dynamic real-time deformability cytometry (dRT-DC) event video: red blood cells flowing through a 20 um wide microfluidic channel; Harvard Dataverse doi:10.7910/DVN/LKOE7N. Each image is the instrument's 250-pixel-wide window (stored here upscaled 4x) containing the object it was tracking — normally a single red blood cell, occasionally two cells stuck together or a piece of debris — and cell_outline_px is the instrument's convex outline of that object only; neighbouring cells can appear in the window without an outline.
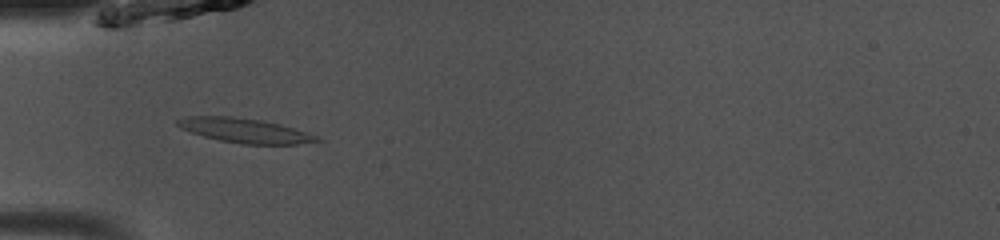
{"species": "common noctule bat (a hibernating species)", "species_latin": "Nyctalus noctula", "temperature_condition": "room temperature", "stored_images_in_passage": 34, "camera_frame_rate_fps": 3000, "um_per_image_px": 0.085, "animal": {"sex": "male", "body_mass_g": 13.0, "forearm_length_mm": 53.1}, "frame": {"image": 1, "passage_image": 1, "time_ms": 0.0, "image_size_px": [1000, 240], "cell_outline_px": [[324, 140], [296, 144], [240, 144], [220, 140], [204, 136], [180, 128], [176, 124], [176, 120], [184, 116], [232, 116], [264, 120], [280, 124], [308, 132]], "centroid_in_image_um": [20.8, 11.08], "position_along_channel_um": 64.2, "area_um2": 19.94}}
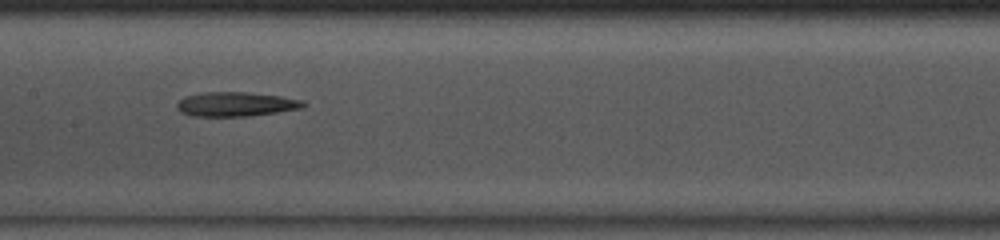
{"frame": {"image": 2, "passage_image": 10, "time_ms": 3.0, "image_size_px": [1000, 240], "cell_outline_px": [[308, 104], [304, 108], [248, 116], [192, 116], [180, 112], [176, 108], [176, 104], [184, 96], [204, 92], [244, 92], [280, 96], [300, 100]], "centroid_in_image_um": [20.02, 8.86], "position_along_channel_um": 187.4, "area_um2": 17.92}}
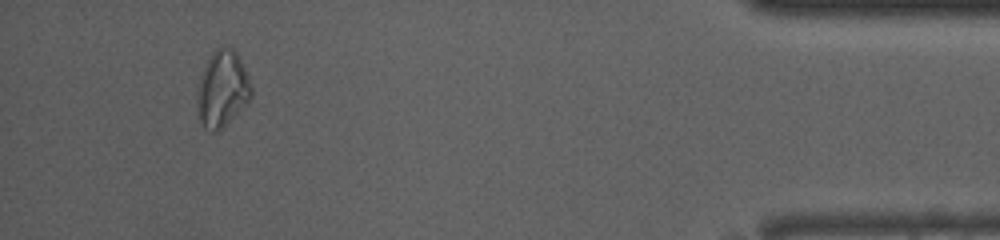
{"frame": {"image": 3, "passage_image": 31, "time_ms": 10.0, "image_size_px": [1000, 240], "cell_outline_px": [[252, 96], [216, 132], [212, 132], [204, 128], [200, 124], [196, 96], [196, 88], [200, 72], [212, 52], [216, 48], [224, 44], [228, 44], [236, 52], [248, 76], [252, 88]], "centroid_in_image_um": [18.84, 7.49], "position_along_channel_um": 416.4, "area_um2": 24.04}}